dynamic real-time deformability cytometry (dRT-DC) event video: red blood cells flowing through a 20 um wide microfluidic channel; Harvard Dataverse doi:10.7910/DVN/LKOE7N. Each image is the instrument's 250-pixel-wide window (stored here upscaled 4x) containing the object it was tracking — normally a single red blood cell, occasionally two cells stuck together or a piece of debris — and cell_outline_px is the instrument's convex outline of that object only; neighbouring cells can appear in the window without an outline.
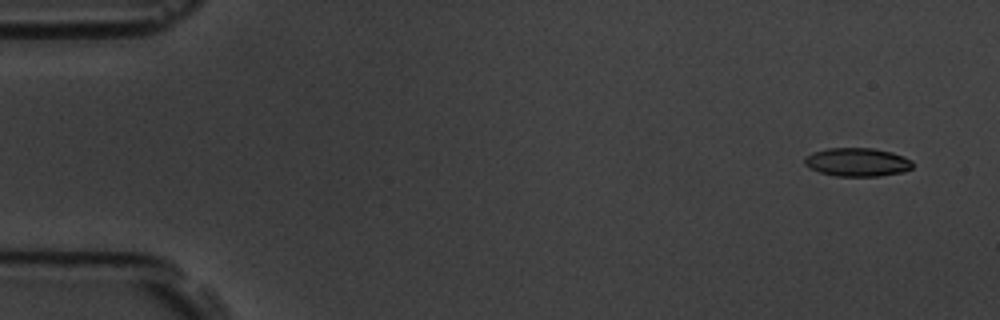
{"species": "common noctule bat (a hibernating species)", "species_latin": "Nyctalus noctula", "temperature_condition": "room temperature", "stored_images_in_passage": 54, "camera_frame_rate_fps": 3000, "um_per_image_px": 0.085, "animal": {"sex": "male", "body_mass_g": 19.5, "forearm_length_mm": 54.6}, "frame": {"image": 1, "passage_image": 4, "time_ms": 1.0, "image_size_px": [1000, 320], "cell_outline_px": [[912, 168], [904, 172], [880, 176], [836, 176], [820, 172], [808, 168], [804, 164], [804, 156], [812, 152], [828, 148], [872, 148], [892, 152], [904, 156], [912, 160]], "centroid_in_image_um": [72.85, 13.78], "position_along_channel_um": 12.1, "area_um2": 18.15}}
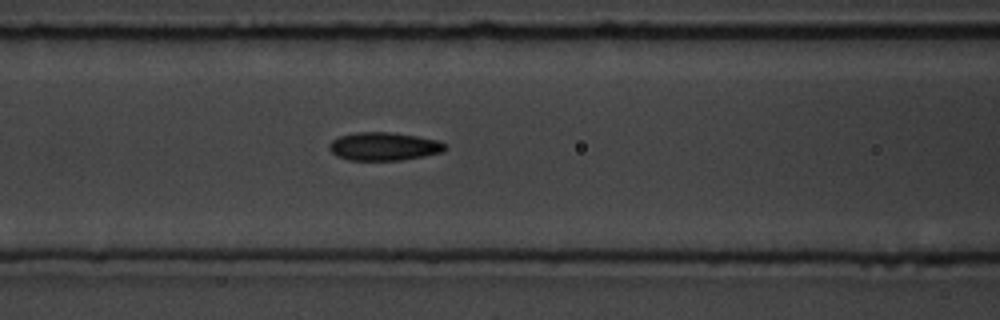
{"frame": {"image": 2, "passage_image": 25, "time_ms": 8.0, "image_size_px": [1000, 320], "cell_outline_px": [[448, 148], [444, 152], [404, 160], [348, 160], [336, 156], [328, 148], [328, 144], [332, 140], [340, 136], [356, 132], [392, 132], [440, 140], [448, 144]], "centroid_in_image_um": [32.68, 12.44], "position_along_channel_um": 133.9, "area_um2": 19.36}}
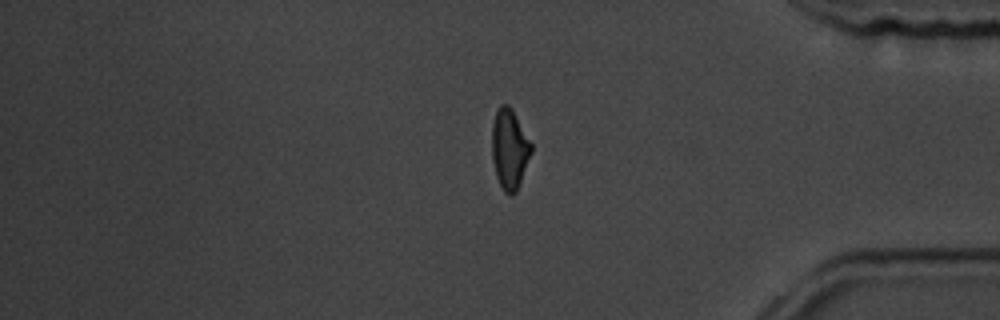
{"frame": {"image": 3, "passage_image": 49, "time_ms": 16.0, "image_size_px": [1000, 320], "cell_outline_px": [[532, 152], [516, 192], [512, 196], [504, 192], [496, 176], [492, 160], [492, 124], [496, 112], [500, 104], [508, 104], [512, 108], [532, 144]], "centroid_in_image_um": [43.3, 12.66], "position_along_channel_um": 391.9, "area_um2": 18.38}}